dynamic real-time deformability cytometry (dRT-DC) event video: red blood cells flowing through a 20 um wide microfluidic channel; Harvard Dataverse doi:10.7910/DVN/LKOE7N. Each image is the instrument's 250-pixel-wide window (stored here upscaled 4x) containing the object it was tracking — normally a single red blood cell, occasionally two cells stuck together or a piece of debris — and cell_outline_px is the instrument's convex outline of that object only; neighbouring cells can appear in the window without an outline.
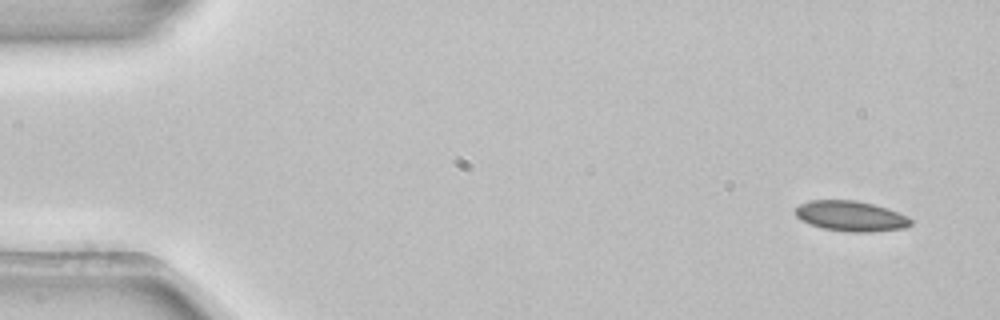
{"species": "common noctule bat (a hibernating species)", "species_latin": "Nyctalus noctula", "temperature_condition": "room temperature", "stored_images_in_passage": 51, "camera_frame_rate_fps": 3000, "um_per_image_px": 0.085, "animal": {"sex": "female", "body_mass_g": 22.7, "forearm_length_mm": 54.2}, "frame": {"image": 1, "passage_image": 1, "time_ms": 0.0, "image_size_px": [1000, 320], "cell_outline_px": [[912, 224], [904, 228], [872, 232], [848, 232], [824, 228], [800, 220], [796, 216], [796, 208], [800, 204], [808, 200], [856, 200], [888, 208], [900, 212], [908, 216], [912, 220]], "centroid_in_image_um": [72.36, 18.36], "position_along_channel_um": 12.6, "area_um2": 20.46}}
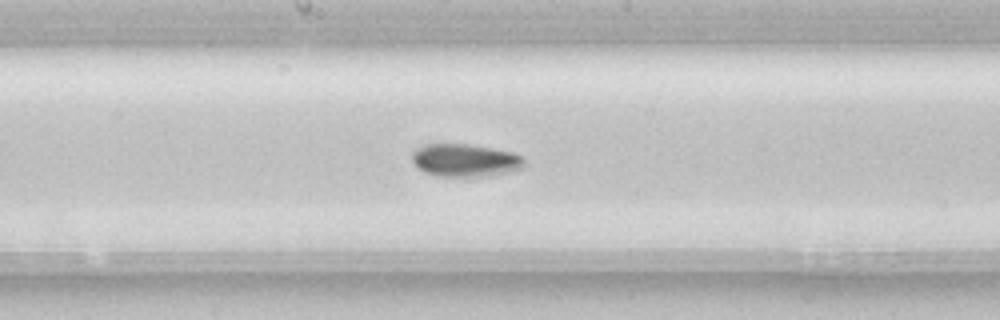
{"frame": {"image": 2, "passage_image": 26, "time_ms": 8.333, "image_size_px": [1000, 320], "cell_outline_px": [[524, 168], [492, 176], [436, 176], [424, 172], [416, 168], [412, 160], [412, 152], [416, 148], [424, 144], [468, 144], [492, 148], [512, 152], [524, 156]], "centroid_in_image_um": [39.53, 13.63], "position_along_channel_um": 208.7, "area_um2": 21.73}}
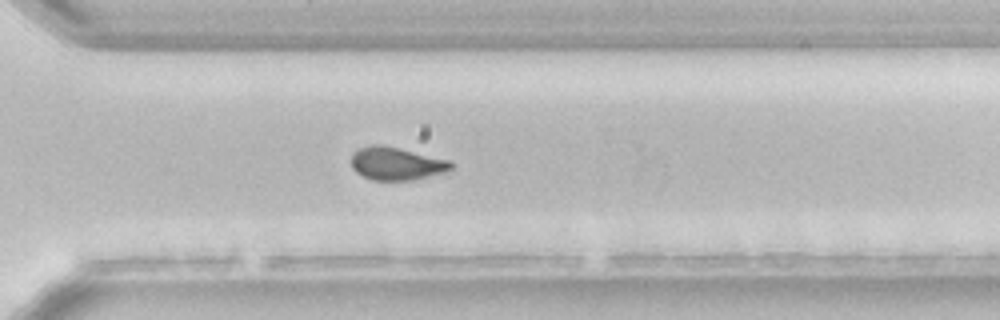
{"frame": {"image": 3, "passage_image": 36, "time_ms": 11.667, "image_size_px": [1000, 320], "cell_outline_px": [[456, 164], [452, 168], [444, 172], [412, 180], [372, 180], [356, 172], [352, 168], [352, 152], [368, 144], [380, 144], [400, 148], [452, 160]], "centroid_in_image_um": [33.72, 13.89], "position_along_channel_um": 336.9, "area_um2": 19.36}, "authors_computed_cell_mechanics": {"area_um2": 20.4612, "velocity_mm_per_s": 3.8599, "shape_relaxation_time_tau1_ms": 5.895, "shape_relaxation_time_tau2_ms": null, "deformation_change_tau1": 0.1255, "deformation_change_tau2": null}}